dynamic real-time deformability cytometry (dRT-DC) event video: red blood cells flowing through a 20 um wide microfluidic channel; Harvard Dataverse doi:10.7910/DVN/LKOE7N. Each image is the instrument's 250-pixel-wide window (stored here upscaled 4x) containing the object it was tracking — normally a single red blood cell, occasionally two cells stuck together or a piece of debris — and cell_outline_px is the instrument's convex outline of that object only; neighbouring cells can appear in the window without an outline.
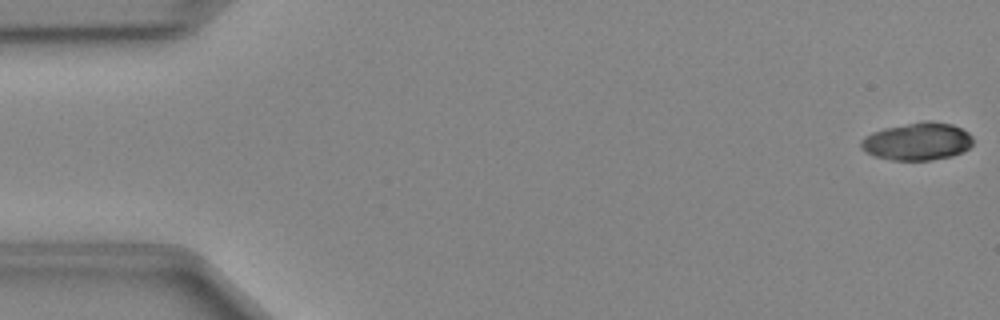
{"species": "Egyptian fruit bat (a non-hibernating species)", "species_latin": "Rousettus aegyptiacus", "temperature_condition": "cold", "stored_images_in_passage": 14, "camera_frame_rate_fps": 3000, "um_per_image_px": 0.085, "animal": {"sex": "female"}, "frame": {"image": 1, "passage_image": 1, "time_ms": 0.0, "image_size_px": [1000, 320], "cell_outline_px": [[972, 144], [968, 148], [952, 156], [928, 160], [892, 160], [872, 156], [864, 152], [860, 148], [860, 140], [864, 136], [872, 132], [884, 128], [924, 120], [928, 120], [952, 124], [968, 132], [972, 136]], "centroid_in_image_um": [77.92, 12.02], "position_along_channel_um": 7.1, "area_um2": 24.74}}
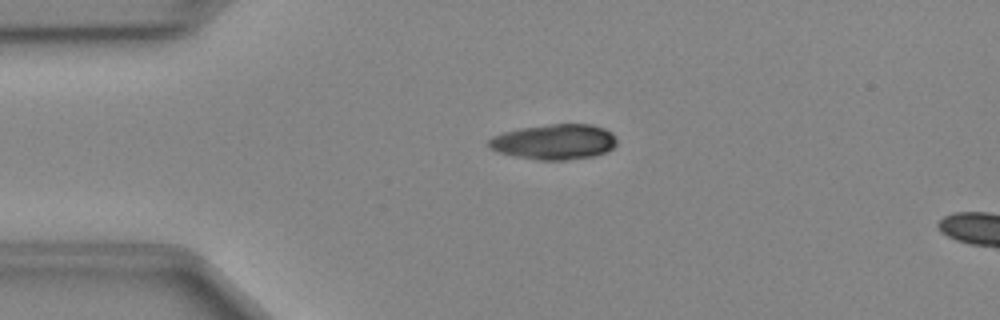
{"frame": {"image": 2, "passage_image": 11, "time_ms": 3.333, "image_size_px": [1000, 320], "cell_outline_px": [[616, 144], [612, 148], [604, 152], [592, 156], [564, 160], [540, 160], [512, 156], [488, 148], [488, 140], [492, 136], [504, 132], [520, 128], [552, 124], [592, 124], [604, 128], [612, 132], [616, 136]], "centroid_in_image_um": [47.11, 12.05], "position_along_channel_um": 37.9, "area_um2": 26.36}}